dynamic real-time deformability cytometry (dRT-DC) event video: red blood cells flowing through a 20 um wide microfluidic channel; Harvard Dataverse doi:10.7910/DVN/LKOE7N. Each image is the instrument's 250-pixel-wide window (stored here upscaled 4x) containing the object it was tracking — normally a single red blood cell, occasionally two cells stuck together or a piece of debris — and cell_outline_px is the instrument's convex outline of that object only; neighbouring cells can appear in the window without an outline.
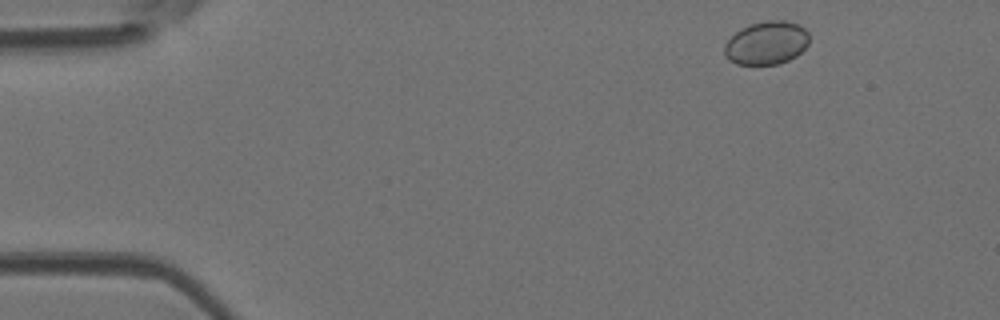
{"species": "Egyptian fruit bat (a non-hibernating species)", "species_latin": "Rousettus aegyptiacus", "temperature_condition": "room temperature", "stored_images_in_passage": 3, "camera_frame_rate_fps": 3000, "um_per_image_px": 0.085, "animal": {"sex": "female"}, "frame": {"image": 1, "passage_image": 1, "time_ms": 0.0, "image_size_px": [1000, 320], "cell_outline_px": [[808, 44], [796, 56], [780, 64], [736, 64], [728, 60], [724, 56], [724, 44], [740, 28], [748, 24], [768, 20], [784, 20], [800, 24], [808, 32]], "centroid_in_image_um": [65.14, 3.64], "position_along_channel_um": 19.9, "area_um2": 21.56}}